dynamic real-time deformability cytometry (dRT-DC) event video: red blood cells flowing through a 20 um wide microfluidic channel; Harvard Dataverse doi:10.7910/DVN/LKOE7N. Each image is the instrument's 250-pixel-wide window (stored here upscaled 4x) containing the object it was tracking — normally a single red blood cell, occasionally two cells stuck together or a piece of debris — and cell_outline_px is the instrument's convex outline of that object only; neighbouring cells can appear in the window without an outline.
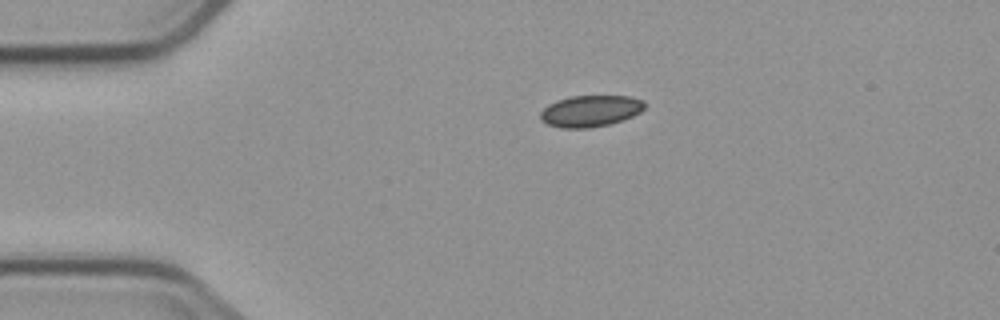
{"species": "common noctule bat (a hibernating species)", "species_latin": "Nyctalus noctula", "temperature_condition": "cold", "stored_images_in_passage": 4, "camera_frame_rate_fps": 3000, "um_per_image_px": 0.085, "animal": {"sex": "male", "body_mass_g": 23.1, "forearm_length_mm": 52.7}, "frame": {"image": 1, "passage_image": 4, "time_ms": 4.667, "image_size_px": [1000, 320], "cell_outline_px": [[644, 108], [640, 112], [632, 116], [608, 124], [588, 128], [564, 128], [548, 124], [540, 120], [540, 112], [548, 104], [556, 100], [572, 96], [628, 96], [644, 100]], "centroid_in_image_um": [50.16, 9.43], "position_along_channel_um": 34.8, "area_um2": 18.96}}